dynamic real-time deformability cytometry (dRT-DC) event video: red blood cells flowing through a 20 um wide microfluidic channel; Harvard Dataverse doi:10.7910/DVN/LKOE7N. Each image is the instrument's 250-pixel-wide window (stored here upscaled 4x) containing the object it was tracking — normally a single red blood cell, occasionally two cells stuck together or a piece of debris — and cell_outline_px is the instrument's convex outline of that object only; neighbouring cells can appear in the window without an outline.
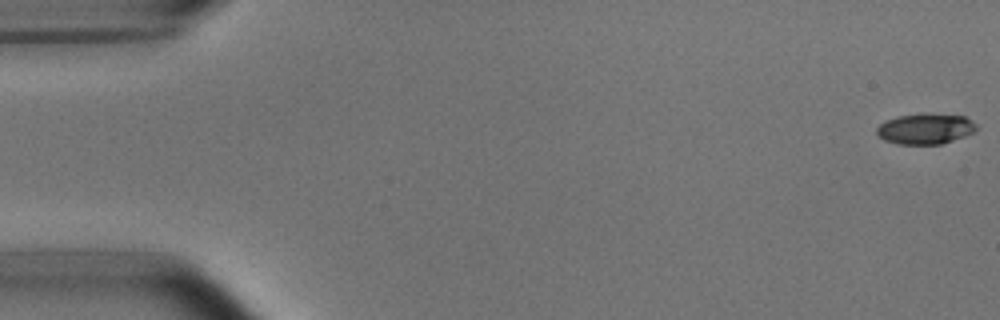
{"species": "common noctule bat (a hibernating species)", "species_latin": "Nyctalus noctula", "temperature_condition": "room temperature", "stored_images_in_passage": 53, "camera_frame_rate_fps": 3000, "um_per_image_px": 0.085, "animal": {"sex": "male", "body_mass_g": 15.6}, "frame": {"image": 1, "passage_image": 1, "time_ms": 0.0, "image_size_px": [1000, 320], "cell_outline_px": [[976, 128], [972, 132], [964, 136], [940, 144], [900, 144], [884, 140], [876, 132], [876, 128], [884, 120], [896, 116], [964, 116], [972, 120], [976, 124]], "centroid_in_image_um": [78.61, 10.98], "position_along_channel_um": 6.4, "area_um2": 16.94}}
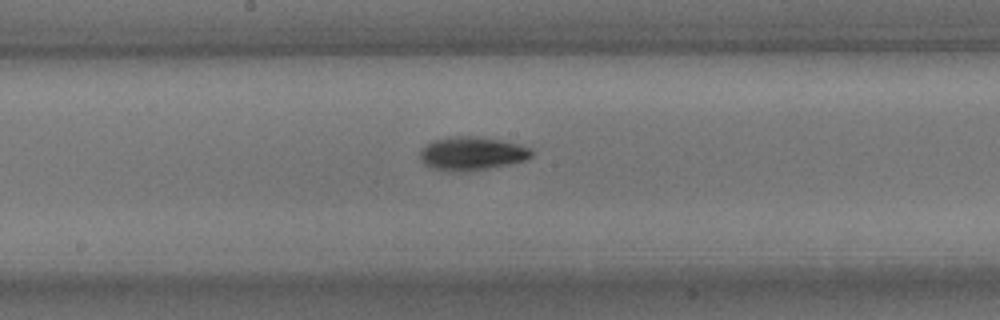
{"frame": {"image": 2, "passage_image": 28, "time_ms": 9.0, "image_size_px": [1000, 320], "cell_outline_px": [[532, 156], [524, 160], [508, 164], [488, 168], [452, 172], [444, 172], [428, 168], [420, 160], [420, 148], [432, 140], [456, 136], [476, 136], [500, 140], [532, 148]], "centroid_in_image_um": [40.03, 13.05], "position_along_channel_um": 208.2, "area_um2": 21.85}}
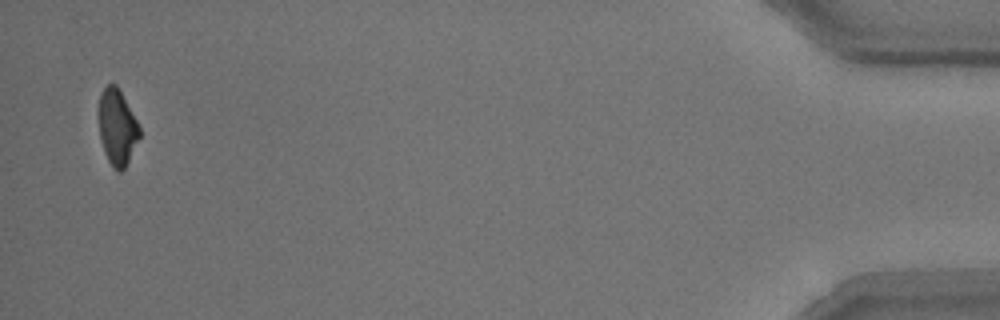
{"frame": {"image": 3, "passage_image": 52, "time_ms": 17.0, "image_size_px": [1000, 320], "cell_outline_px": [[140, 136], [124, 168], [120, 172], [116, 172], [112, 168], [104, 152], [100, 136], [96, 112], [100, 92], [108, 84], [116, 84], [136, 120], [140, 128]], "centroid_in_image_um": [9.9, 10.8], "position_along_channel_um": 425.3, "area_um2": 18.15}, "authors_computed_cell_mechanics": {"area_um2": 19.4208, "velocity_mm_per_s": 3.7869, "shape_relaxation_time_tau1_ms": 2.438, "shape_relaxation_time_tau2_ms": 5.9241, "deformation_change_tau1": 0.1456, "deformation_change_tau2": 0.1312}}